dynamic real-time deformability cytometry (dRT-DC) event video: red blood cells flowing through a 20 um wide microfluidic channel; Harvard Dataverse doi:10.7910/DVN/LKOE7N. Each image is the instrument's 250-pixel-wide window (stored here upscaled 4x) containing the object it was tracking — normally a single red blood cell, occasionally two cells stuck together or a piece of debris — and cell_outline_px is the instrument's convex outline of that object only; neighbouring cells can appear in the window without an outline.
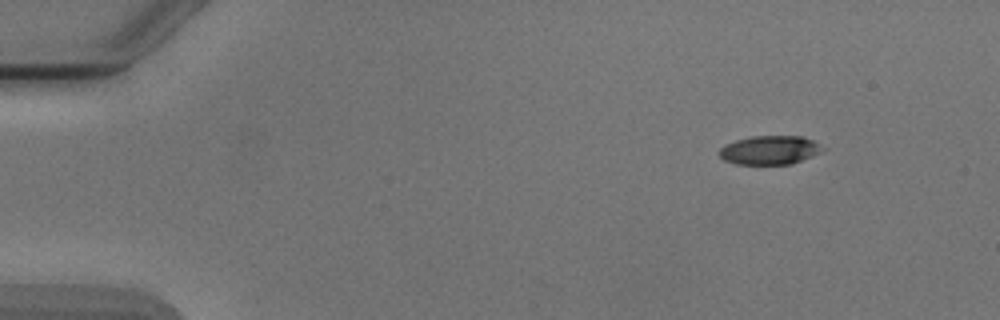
{"species": "Egyptian fruit bat (a non-hibernating species)", "species_latin": "Rousettus aegyptiacus", "temperature_condition": "cold", "stored_images_in_passage": 5, "camera_frame_rate_fps": 3000, "um_per_image_px": 0.085, "animal": {"sex": "male"}, "frame": {"image": 1, "passage_image": 1, "time_ms": 0.0, "image_size_px": [1000, 320], "cell_outline_px": [[828, 148], [812, 156], [792, 164], [736, 164], [724, 160], [716, 152], [724, 144], [736, 140], [752, 136], [804, 136]], "centroid_in_image_um": [65.43, 12.75], "position_along_channel_um": 19.6, "area_um2": 17.57}}
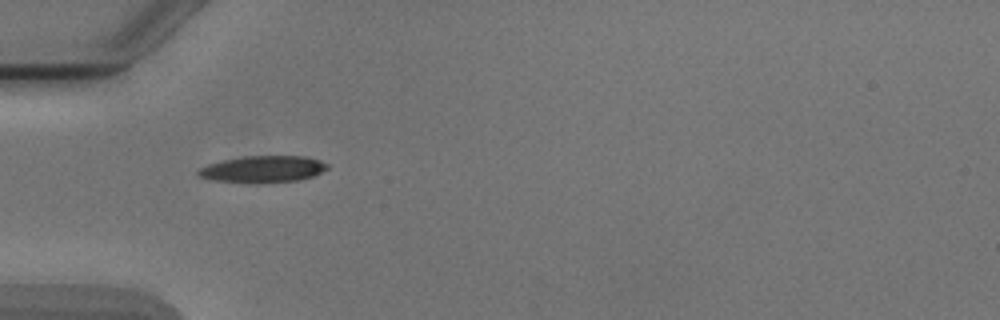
{"frame": {"image": 2, "passage_image": 4, "time_ms": 3.667, "image_size_px": [1000, 320], "cell_outline_px": [[328, 168], [312, 176], [296, 180], [216, 180], [200, 176], [196, 172], [200, 168], [208, 164], [224, 160], [244, 156], [304, 156], [320, 160], [328, 164]], "centroid_in_image_um": [22.39, 14.31], "position_along_channel_um": 62.6, "area_um2": 18.79}}
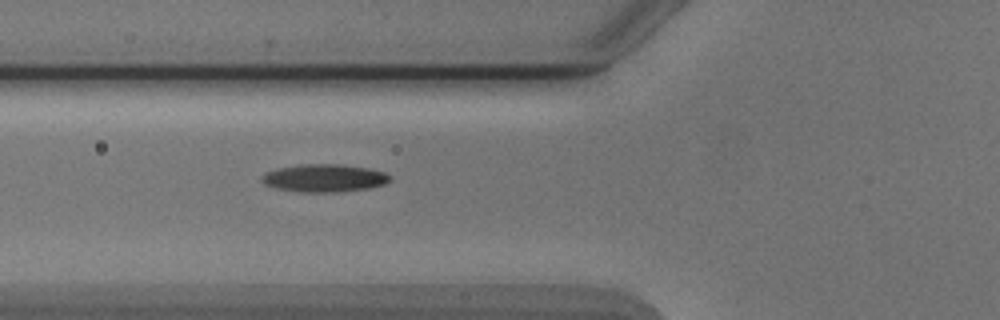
{"frame": {"image": 3, "passage_image": 5, "time_ms": 4.667, "image_size_px": [1000, 320], "cell_outline_px": [[392, 180], [384, 184], [368, 188], [336, 192], [300, 192], [276, 188], [264, 184], [260, 180], [260, 176], [264, 172], [276, 168], [300, 164], [340, 164], [368, 168], [384, 172], [392, 176]], "centroid_in_image_um": [27.53, 15.13], "position_along_channel_um": 98.3, "area_um2": 20.98}}